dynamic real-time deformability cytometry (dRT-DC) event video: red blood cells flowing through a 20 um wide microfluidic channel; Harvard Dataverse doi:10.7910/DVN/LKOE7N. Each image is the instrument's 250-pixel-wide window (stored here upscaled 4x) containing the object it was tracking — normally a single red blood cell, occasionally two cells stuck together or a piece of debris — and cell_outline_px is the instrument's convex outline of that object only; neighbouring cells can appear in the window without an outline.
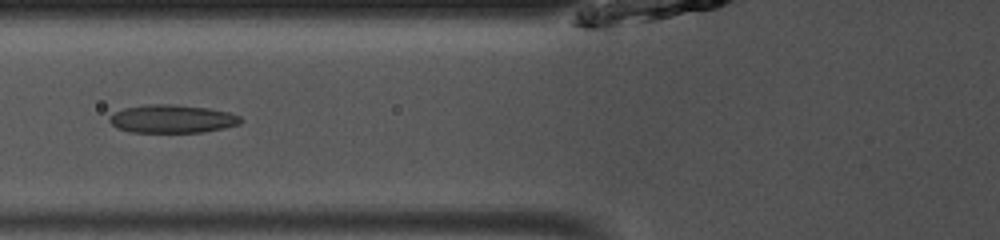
{"species": "common noctule bat (a hibernating species)", "species_latin": "Nyctalus noctula", "temperature_condition": "room temperature", "stored_images_in_passage": 36, "camera_frame_rate_fps": 3000, "um_per_image_px": 0.085, "animal": {"sex": "male", "body_mass_g": 13.0, "forearm_length_mm": 53.1}, "frame": {"image": 1, "passage_image": 6, "time_ms": 1.667, "image_size_px": [1000, 240], "cell_outline_px": [[244, 120], [240, 124], [224, 128], [200, 132], [132, 132], [116, 128], [108, 120], [108, 116], [124, 108], [148, 104], [172, 104], [208, 108], [228, 112], [240, 116]], "centroid_in_image_um": [14.63, 10.1], "position_along_channel_um": 111.2, "area_um2": 21.56}}
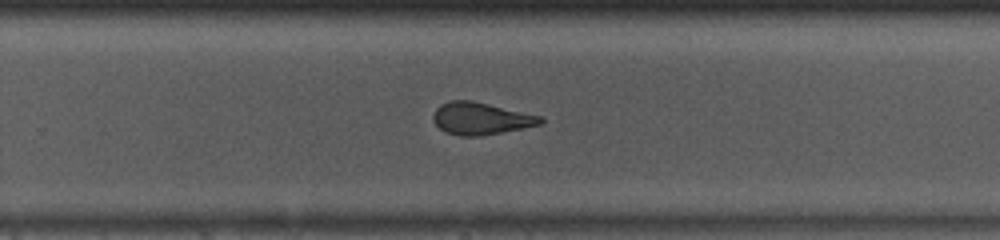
{"frame": {"image": 2, "passage_image": 19, "time_ms": 6.0, "image_size_px": [1000, 240], "cell_outline_px": [[544, 120], [540, 124], [524, 128], [480, 136], [460, 136], [444, 132], [432, 120], [432, 116], [436, 108], [440, 104], [448, 100], [472, 100], [544, 116]], "centroid_in_image_um": [40.87, 10.06], "position_along_channel_um": 288.9, "area_um2": 20.4}}
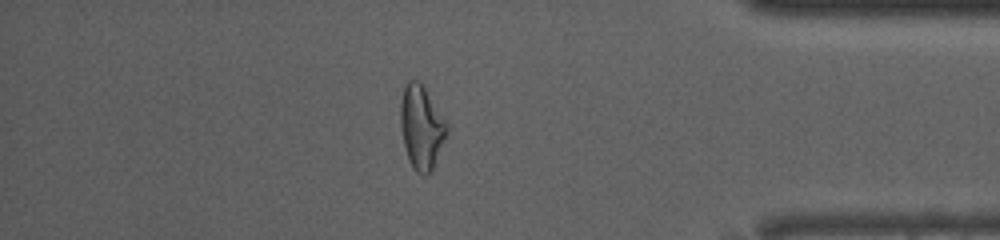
{"frame": {"image": 3, "passage_image": 29, "time_ms": 9.333, "image_size_px": [1000, 240], "cell_outline_px": [[448, 132], [432, 168], [428, 176], [424, 176], [416, 172], [412, 168], [408, 160], [404, 144], [400, 124], [400, 104], [404, 88], [408, 80], [416, 80], [424, 84], [448, 120]], "centroid_in_image_um": [35.85, 10.78], "position_along_channel_um": 399.4, "area_um2": 23.12}, "authors_computed_cell_mechanics": {"area_um2": 20.8947, "velocity_mm_per_s": 4.0923, "shape_relaxation_time_tau1_ms": 10.211, "shape_relaxation_time_tau2_ms": 2.1745, "deformation_change_tau1": 0.264, "deformation_change_tau2": 0.106}}